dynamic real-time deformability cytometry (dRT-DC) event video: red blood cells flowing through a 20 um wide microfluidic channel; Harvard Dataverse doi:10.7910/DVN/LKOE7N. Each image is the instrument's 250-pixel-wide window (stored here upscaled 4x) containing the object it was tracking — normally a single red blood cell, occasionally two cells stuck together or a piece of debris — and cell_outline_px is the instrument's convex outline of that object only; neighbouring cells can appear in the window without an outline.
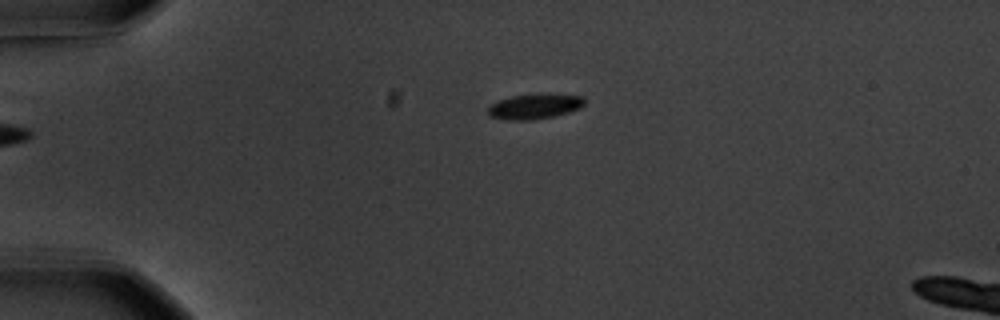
{"species": "common noctule bat (a hibernating species)", "species_latin": "Nyctalus noctula", "temperature_condition": "warm", "stored_images_in_passage": 21, "camera_frame_rate_fps": 3000, "um_per_image_px": 0.085, "animal": {"sex": "male", "body_mass_g": 20.1, "forearm_length_mm": 53.5}, "frame": {"image": 1, "passage_image": 1, "time_ms": 0.0, "image_size_px": [1000, 320], "cell_outline_px": [[584, 104], [580, 108], [568, 112], [552, 116], [532, 120], [504, 120], [488, 116], [488, 108], [492, 104], [500, 100], [512, 96], [544, 92], [584, 96]], "centroid_in_image_um": [45.45, 9.02], "position_along_channel_um": 39.5, "area_um2": 14.39}}
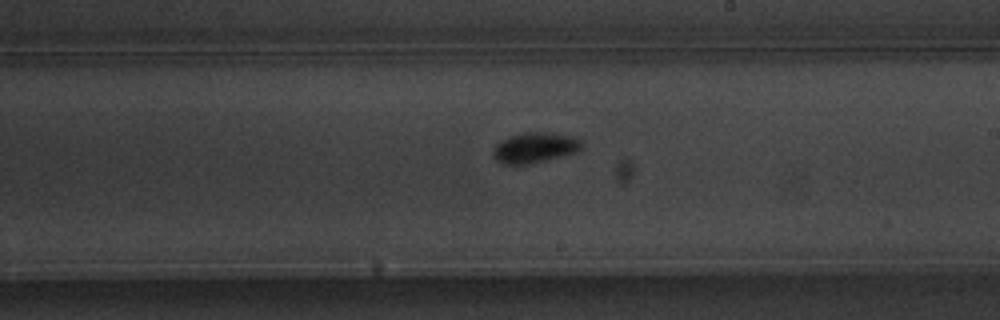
{"frame": {"image": 2, "passage_image": 21, "time_ms": 6.667, "image_size_px": [1000, 320], "cell_outline_px": [[580, 148], [576, 152], [528, 164], [500, 164], [492, 156], [492, 152], [496, 144], [500, 140], [508, 136], [524, 132], [544, 132], [572, 136], [580, 140]], "centroid_in_image_um": [45.37, 12.54], "position_along_channel_um": 243.6, "area_um2": 15.55}}